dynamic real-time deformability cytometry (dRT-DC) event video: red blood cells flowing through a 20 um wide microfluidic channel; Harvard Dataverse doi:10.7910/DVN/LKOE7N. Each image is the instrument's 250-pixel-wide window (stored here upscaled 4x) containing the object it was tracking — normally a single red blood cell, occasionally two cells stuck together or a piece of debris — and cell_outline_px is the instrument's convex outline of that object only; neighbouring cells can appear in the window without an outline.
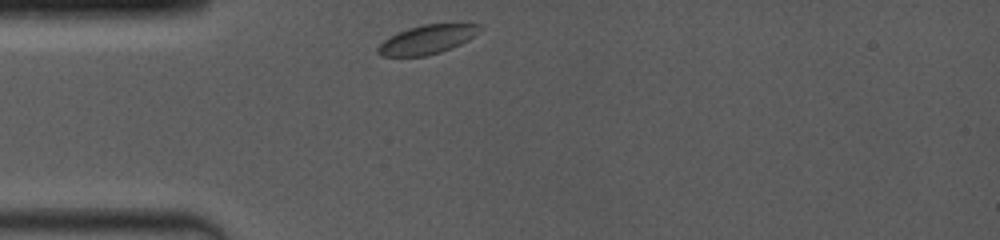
{"species": "common noctule bat (a hibernating species)", "species_latin": "Nyctalus noctula", "temperature_condition": "room temperature", "stored_images_in_passage": 39, "camera_frame_rate_fps": 4000, "um_per_image_px": 0.085, "animal": {"sex": "female", "body_mass_g": 19.0, "forearm_length_mm": 53.3}, "frame": {"image": 1, "passage_image": 1, "time_ms": 0.0, "image_size_px": [1000, 240], "cell_outline_px": [[480, 24], [476, 32], [468, 40], [452, 48], [440, 52], [424, 56], [380, 56], [376, 52], [376, 48], [384, 40], [408, 28], [424, 24]], "centroid_in_image_um": [36.24, 3.38], "position_along_channel_um": 48.8, "area_um2": 16.76}}
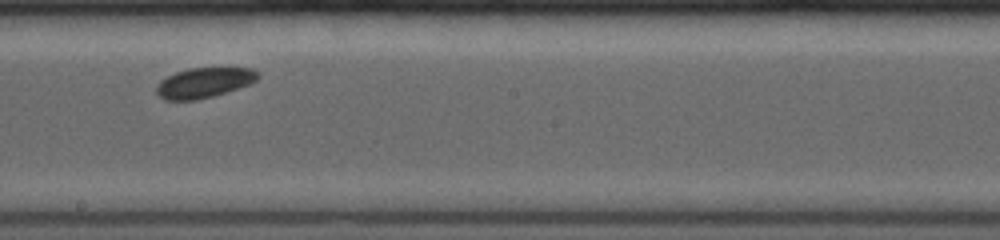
{"frame": {"image": 2, "passage_image": 25, "time_ms": 5.0, "image_size_px": [1000, 240], "cell_outline_px": [[260, 76], [256, 80], [248, 84], [212, 96], [196, 100], [164, 100], [156, 92], [156, 84], [160, 80], [176, 72], [188, 68], [252, 68], [260, 72]], "centroid_in_image_um": [17.32, 7.02], "position_along_channel_um": 230.9, "area_um2": 17.69}}
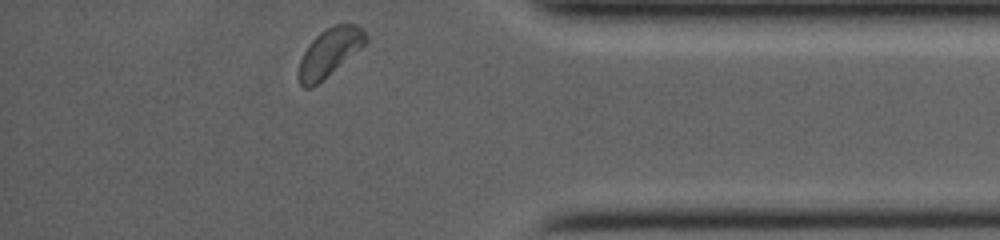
{"frame": {"image": 3, "passage_image": 39, "time_ms": 9.75, "image_size_px": [1000, 240], "cell_outline_px": [[368, 40], [360, 48], [312, 88], [304, 88], [300, 84], [300, 60], [308, 44], [320, 32], [336, 24], [356, 24], [364, 28], [368, 36]], "centroid_in_image_um": [28.04, 4.41], "position_along_channel_um": 407.2, "area_um2": 18.26}}